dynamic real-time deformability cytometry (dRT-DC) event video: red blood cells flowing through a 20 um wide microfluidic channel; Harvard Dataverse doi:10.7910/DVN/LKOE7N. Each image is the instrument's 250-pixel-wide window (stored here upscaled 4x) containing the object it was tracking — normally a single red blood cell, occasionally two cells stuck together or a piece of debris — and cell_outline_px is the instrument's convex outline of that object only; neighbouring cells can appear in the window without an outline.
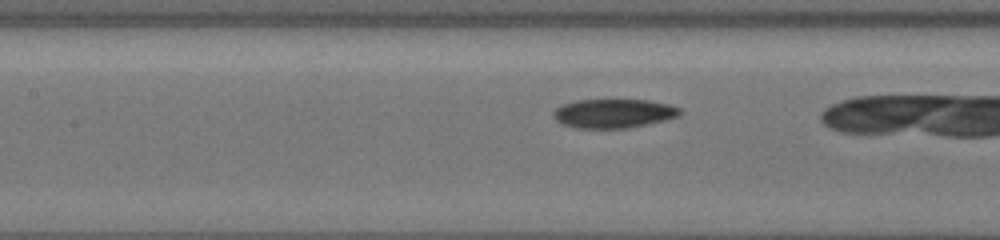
{"species": "common noctule bat (a hibernating species)", "species_latin": "Nyctalus noctula", "temperature_condition": "cold", "stored_images_in_passage": 18, "camera_frame_rate_fps": 3000, "um_per_image_px": 0.085, "animal": {"sex": "female", "body_mass_g": 19.5, "forearm_length_mm": 54.1}, "frame": {"image": 1, "passage_image": 17, "time_ms": 5.333, "image_size_px": [1000, 240], "cell_outline_px": [[684, 112], [680, 116], [664, 120], [628, 128], [576, 128], [560, 124], [552, 116], [552, 112], [556, 108], [564, 104], [576, 100], [648, 100], [672, 104], [680, 108]], "centroid_in_image_um": [52.17, 9.64], "position_along_channel_um": 155.2, "area_um2": 21.62}}